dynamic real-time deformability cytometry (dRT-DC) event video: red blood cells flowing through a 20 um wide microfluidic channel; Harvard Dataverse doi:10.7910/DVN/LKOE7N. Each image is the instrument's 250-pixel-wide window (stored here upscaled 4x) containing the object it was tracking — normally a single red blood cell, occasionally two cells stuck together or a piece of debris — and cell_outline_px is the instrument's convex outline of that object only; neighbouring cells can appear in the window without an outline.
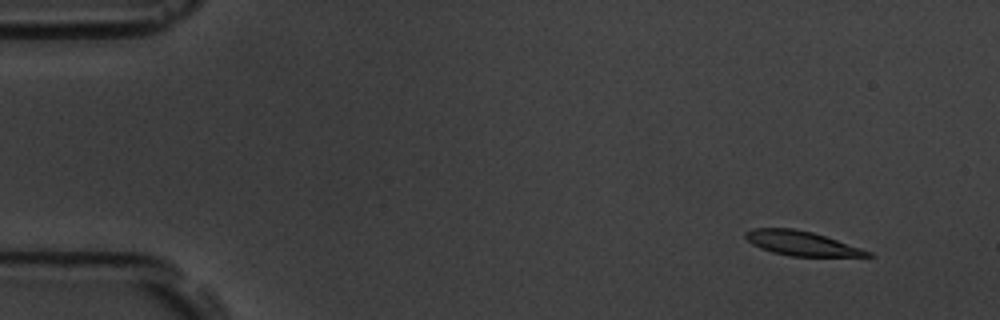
{"species": "common noctule bat (a hibernating species)", "species_latin": "Nyctalus noctula", "temperature_condition": "room temperature", "stored_images_in_passage": 7, "camera_frame_rate_fps": 3000, "um_per_image_px": 0.085, "animal": {"sex": "male", "body_mass_g": 19.5, "forearm_length_mm": 54.6}, "frame": {"image": 1, "passage_image": 2, "time_ms": 1.333, "image_size_px": [1000, 320], "cell_outline_px": [[876, 256], [792, 256], [772, 252], [760, 248], [752, 244], [744, 236], [744, 232], [752, 228], [792, 228], [812, 232], [872, 252]], "centroid_in_image_um": [68.08, 20.68], "position_along_channel_um": 16.9, "area_um2": 17.17}}
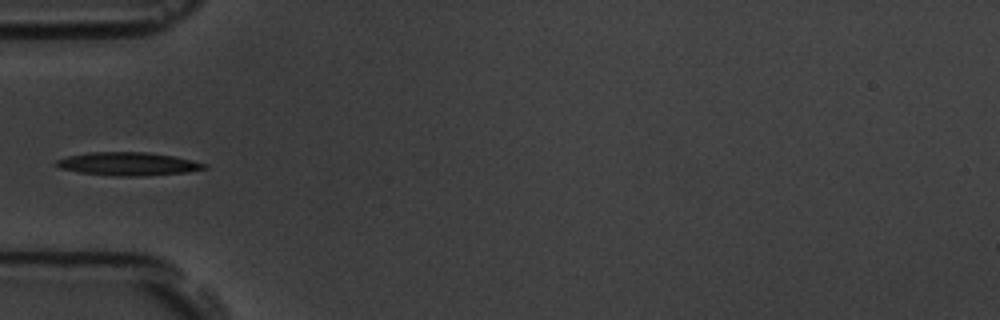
{"frame": {"image": 2, "passage_image": 6, "time_ms": 6.0, "image_size_px": [1000, 320], "cell_outline_px": [[208, 168], [188, 172], [144, 176], [120, 176], [80, 172], [60, 168], [56, 164], [56, 160], [68, 156], [88, 152], [148, 152], [172, 156], [192, 160], [208, 164]], "centroid_in_image_um": [10.93, 13.93], "position_along_channel_um": 74.1, "area_um2": 19.94}}
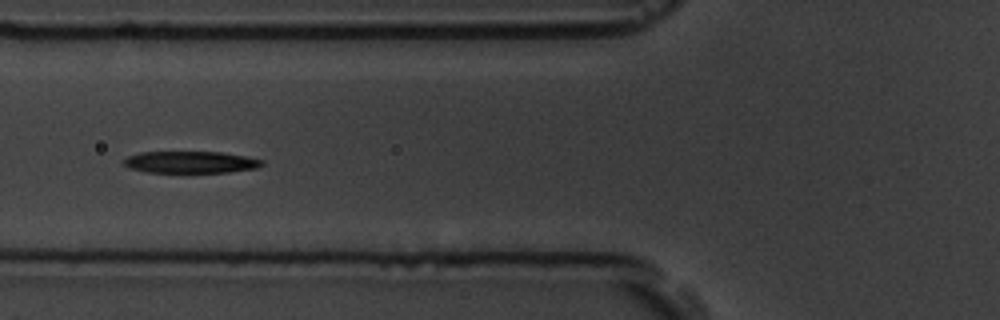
{"frame": {"image": 3, "passage_image": 7, "time_ms": 7.0, "image_size_px": [1000, 320], "cell_outline_px": [[264, 164], [256, 168], [228, 172], [148, 172], [128, 168], [120, 160], [128, 156], [140, 152], [224, 152], [264, 160]], "centroid_in_image_um": [16.17, 13.78], "position_along_channel_um": 109.6, "area_um2": 17.63}}